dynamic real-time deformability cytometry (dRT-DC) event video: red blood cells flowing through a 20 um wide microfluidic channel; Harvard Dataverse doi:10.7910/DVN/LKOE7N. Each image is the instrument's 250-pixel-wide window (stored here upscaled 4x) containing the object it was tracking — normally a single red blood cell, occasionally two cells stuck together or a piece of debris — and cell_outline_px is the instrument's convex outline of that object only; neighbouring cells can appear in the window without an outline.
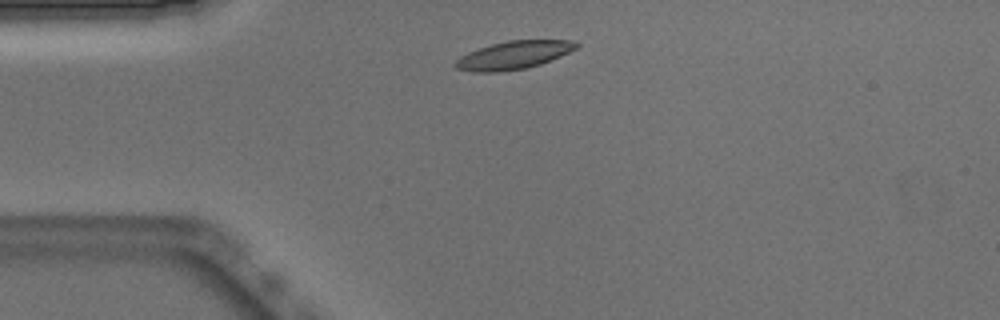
{"species": "Egyptian fruit bat (a non-hibernating species)", "species_latin": "Rousettus aegyptiacus", "temperature_condition": "warm", "stored_images_in_passage": 40, "camera_frame_rate_fps": 3000, "um_per_image_px": 0.085, "animal": {"sex": "male"}, "frame": {"image": 1, "passage_image": 1, "time_ms": 0.0, "image_size_px": [1000, 320], "cell_outline_px": [[580, 44], [576, 48], [560, 56], [540, 64], [524, 68], [500, 72], [472, 72], [456, 68], [452, 64], [460, 56], [468, 52], [492, 44], [508, 40], [576, 40]], "centroid_in_image_um": [43.64, 4.68], "position_along_channel_um": 41.4, "area_um2": 19.71}}
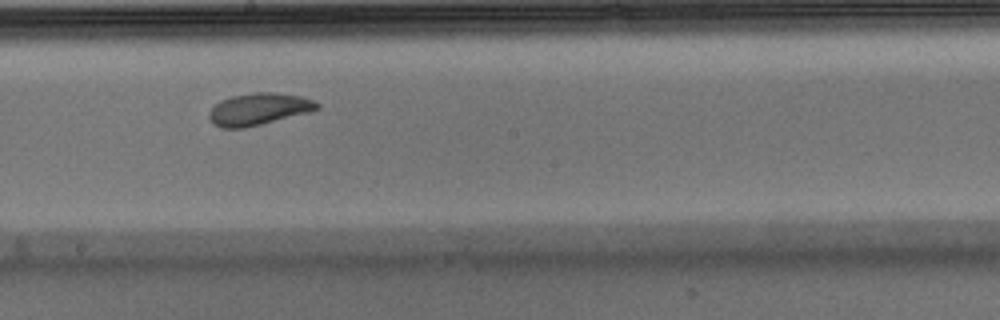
{"frame": {"image": 2, "passage_image": 17, "time_ms": 5.333, "image_size_px": [1000, 320], "cell_outline_px": [[320, 108], [308, 112], [244, 128], [220, 128], [212, 124], [208, 116], [208, 112], [220, 100], [232, 96], [256, 92], [276, 92], [300, 96], [312, 100], [320, 104]], "centroid_in_image_um": [21.95, 9.27], "position_along_channel_um": 226.3, "area_um2": 20.0}}
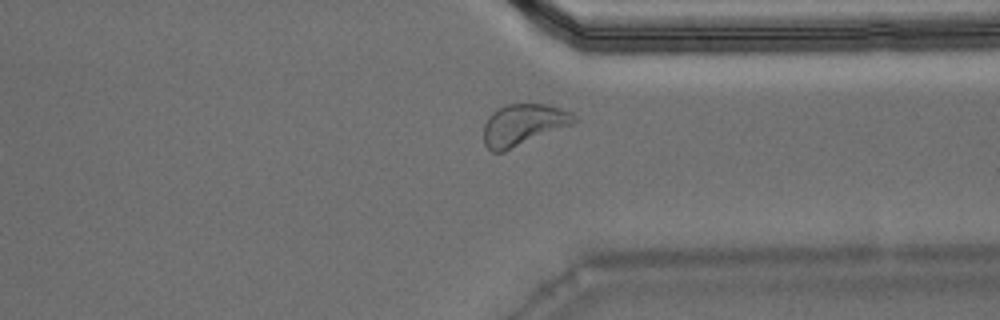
{"frame": {"image": 3, "passage_image": 28, "time_ms": 9.0, "image_size_px": [1000, 320], "cell_outline_px": [[580, 120], [572, 124], [504, 152], [492, 152], [484, 144], [484, 124], [488, 116], [492, 112], [508, 104], [544, 104], [560, 108], [572, 112]], "centroid_in_image_um": [44.48, 10.61], "position_along_channel_um": 366.9, "area_um2": 21.79}, "authors_computed_cell_mechanics": {"area_um2": 20.3167, "velocity_mm_per_s": 3.8609, "shape_relaxation_time_tau1_ms": 2.6954, "shape_relaxation_time_tau2_ms": 4.288, "deformation_change_tau1": 0.1097, "deformation_change_tau2": 0.093}}